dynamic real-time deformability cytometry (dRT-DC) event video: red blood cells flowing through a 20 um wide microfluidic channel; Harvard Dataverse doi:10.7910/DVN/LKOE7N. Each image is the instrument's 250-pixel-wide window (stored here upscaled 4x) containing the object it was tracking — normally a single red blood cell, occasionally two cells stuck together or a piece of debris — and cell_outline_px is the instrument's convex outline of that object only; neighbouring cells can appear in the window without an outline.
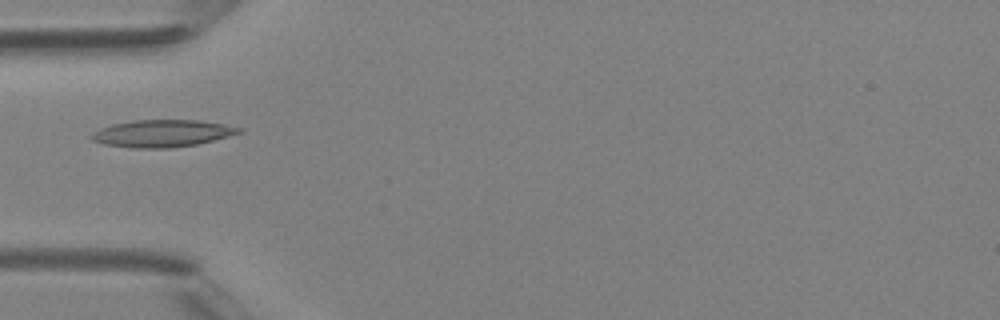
{"species": "Egyptian fruit bat (a non-hibernating species)", "species_latin": "Rousettus aegyptiacus", "temperature_condition": "room temperature", "stored_images_in_passage": 6, "camera_frame_rate_fps": 3000, "um_per_image_px": 0.085, "animal": {"sex": "female"}, "frame": {"image": 1, "passage_image": 5, "time_ms": 4.667, "image_size_px": [1000, 320], "cell_outline_px": [[244, 132], [196, 144], [172, 148], [132, 148], [104, 144], [92, 140], [88, 136], [92, 132], [100, 128], [112, 124], [132, 120], [200, 120], [224, 124], [244, 128]], "centroid_in_image_um": [13.77, 11.33], "position_along_channel_um": 71.2, "area_um2": 23.52}}
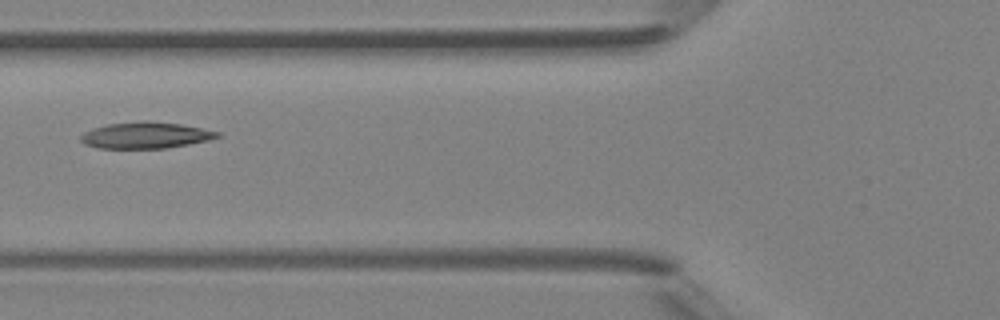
{"frame": {"image": 2, "passage_image": 6, "time_ms": 5.667, "image_size_px": [1000, 320], "cell_outline_px": [[220, 136], [208, 140], [188, 144], [164, 148], [100, 148], [84, 144], [80, 140], [80, 136], [84, 132], [92, 128], [108, 124], [140, 120], [148, 120], [180, 124], [220, 132]], "centroid_in_image_um": [12.34, 11.48], "position_along_channel_um": 113.5, "area_um2": 20.92}}